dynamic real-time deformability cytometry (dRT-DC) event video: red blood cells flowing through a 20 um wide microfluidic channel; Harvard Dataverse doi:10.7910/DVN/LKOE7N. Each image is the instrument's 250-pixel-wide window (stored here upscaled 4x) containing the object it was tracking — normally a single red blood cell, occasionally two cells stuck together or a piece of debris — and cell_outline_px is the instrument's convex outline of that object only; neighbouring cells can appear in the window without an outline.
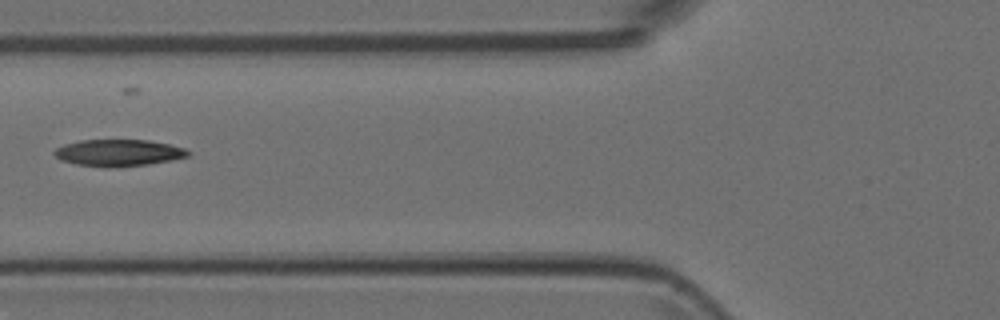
{"species": "Egyptian fruit bat (a non-hibernating species)", "species_latin": "Rousettus aegyptiacus", "temperature_condition": "room temperature", "stored_images_in_passage": 7, "camera_frame_rate_fps": 3000, "um_per_image_px": 0.085, "animal": {"sex": "female"}, "frame": {"image": 1, "passage_image": 6, "time_ms": 1.667, "image_size_px": [1000, 320], "cell_outline_px": [[188, 156], [172, 160], [148, 164], [108, 168], [104, 168], [76, 164], [60, 160], [52, 152], [56, 148], [64, 144], [80, 140], [148, 140], [168, 144], [184, 148], [188, 152]], "centroid_in_image_um": [10.02, 12.99], "position_along_channel_um": 115.8, "area_um2": 20.81}}
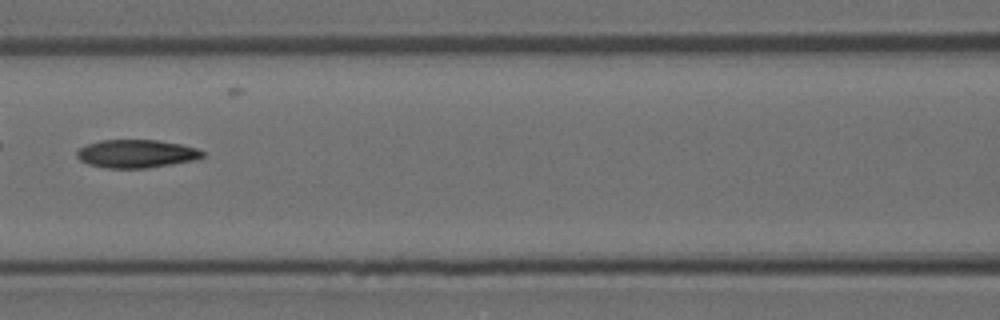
{"frame": {"image": 2, "passage_image": 7, "time_ms": 2.0, "image_size_px": [1000, 320], "cell_outline_px": [[204, 156], [200, 160], [148, 168], [108, 168], [88, 164], [80, 160], [76, 156], [76, 152], [80, 148], [88, 144], [100, 140], [156, 140], [180, 144], [196, 148], [204, 152]], "centroid_in_image_um": [11.63, 13.07], "position_along_channel_um": 155.0, "area_um2": 20.75}}